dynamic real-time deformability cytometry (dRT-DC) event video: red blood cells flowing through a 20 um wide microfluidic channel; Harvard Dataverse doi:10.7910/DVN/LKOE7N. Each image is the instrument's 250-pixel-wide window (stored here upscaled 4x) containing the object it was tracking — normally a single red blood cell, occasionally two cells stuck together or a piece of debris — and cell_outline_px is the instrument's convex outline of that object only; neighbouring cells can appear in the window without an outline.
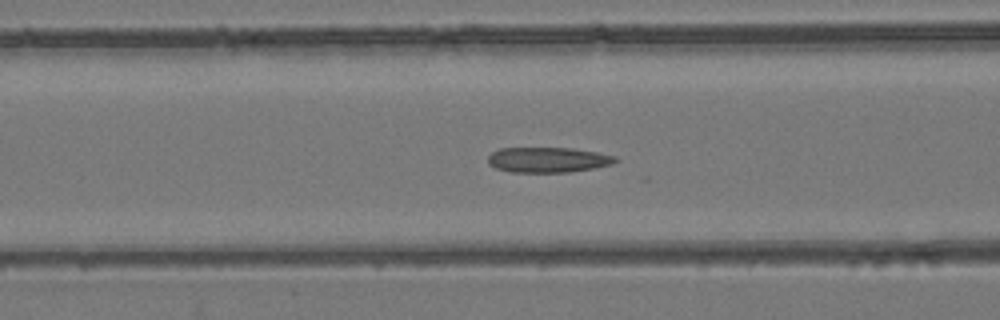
{"species": "common noctule bat (a hibernating species)", "species_latin": "Nyctalus noctula", "temperature_condition": "room temperature", "stored_images_in_passage": 22, "camera_frame_rate_fps": 3000, "um_per_image_px": 0.085, "animal": {"sex": "female", "body_mass_g": 24.6, "forearm_length_mm": 56.2}, "frame": {"image": 1, "passage_image": 9, "time_ms": 2.667, "image_size_px": [1000, 320], "cell_outline_px": [[620, 160], [612, 164], [592, 168], [568, 172], [512, 172], [496, 168], [488, 164], [488, 156], [492, 152], [500, 148], [572, 148], [596, 152], [616, 156]], "centroid_in_image_um": [46.57, 13.58], "position_along_channel_um": 120.0, "area_um2": 18.73}}
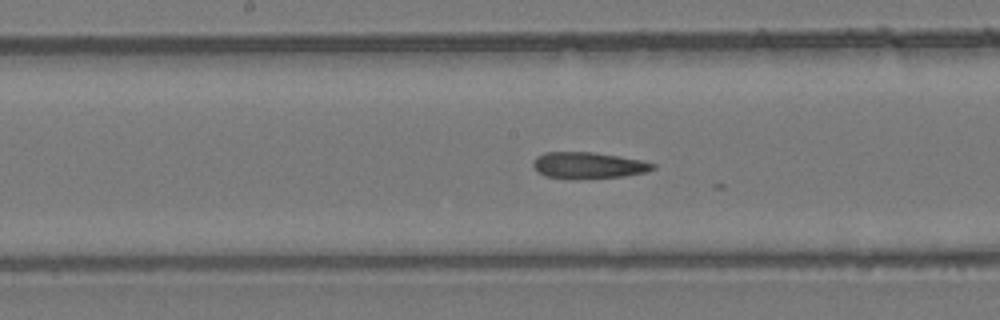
{"frame": {"image": 2, "passage_image": 15, "time_ms": 4.667, "image_size_px": [1000, 320], "cell_outline_px": [[656, 168], [644, 172], [624, 176], [576, 180], [568, 180], [544, 176], [536, 172], [532, 164], [536, 156], [544, 152], [592, 152], [640, 160], [656, 164]], "centroid_in_image_um": [49.93, 14.08], "position_along_channel_um": 198.3, "area_um2": 18.73}}
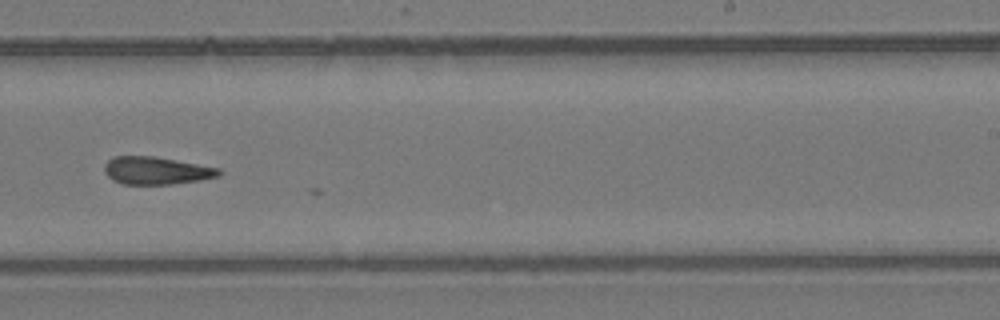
{"frame": {"image": 3, "passage_image": 21, "time_ms": 6.667, "image_size_px": [1000, 320], "cell_outline_px": [[224, 172], [220, 176], [200, 180], [172, 184], [124, 184], [112, 180], [104, 172], [104, 164], [112, 156], [156, 156], [220, 168]], "centroid_in_image_um": [13.3, 14.49], "position_along_channel_um": 275.7, "area_um2": 18.67}}